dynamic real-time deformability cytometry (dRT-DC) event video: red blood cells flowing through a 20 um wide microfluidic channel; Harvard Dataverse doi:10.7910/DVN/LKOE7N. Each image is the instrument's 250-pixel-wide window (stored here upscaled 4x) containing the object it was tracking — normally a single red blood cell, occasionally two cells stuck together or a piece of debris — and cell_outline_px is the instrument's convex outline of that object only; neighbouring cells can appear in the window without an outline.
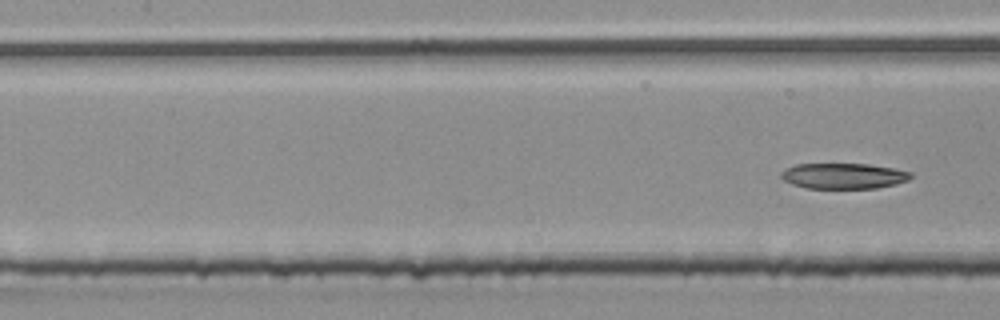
{"species": "common noctule bat (a hibernating species)", "species_latin": "Nyctalus noctula", "temperature_condition": "room temperature", "stored_images_in_passage": 12, "camera_frame_rate_fps": 3000, "um_per_image_px": 0.085, "animal": {"sex": "male", "body_mass_g": 20.4}, "frame": {"image": 1, "passage_image": 12, "time_ms": 3.667, "image_size_px": [1000, 320], "cell_outline_px": [[912, 176], [908, 180], [896, 184], [876, 188], [804, 188], [792, 184], [784, 180], [780, 176], [780, 172], [796, 164], [868, 164], [896, 168], [912, 172]], "centroid_in_image_um": [71.72, 14.95], "position_along_channel_um": 135.7, "area_um2": 19.42}}